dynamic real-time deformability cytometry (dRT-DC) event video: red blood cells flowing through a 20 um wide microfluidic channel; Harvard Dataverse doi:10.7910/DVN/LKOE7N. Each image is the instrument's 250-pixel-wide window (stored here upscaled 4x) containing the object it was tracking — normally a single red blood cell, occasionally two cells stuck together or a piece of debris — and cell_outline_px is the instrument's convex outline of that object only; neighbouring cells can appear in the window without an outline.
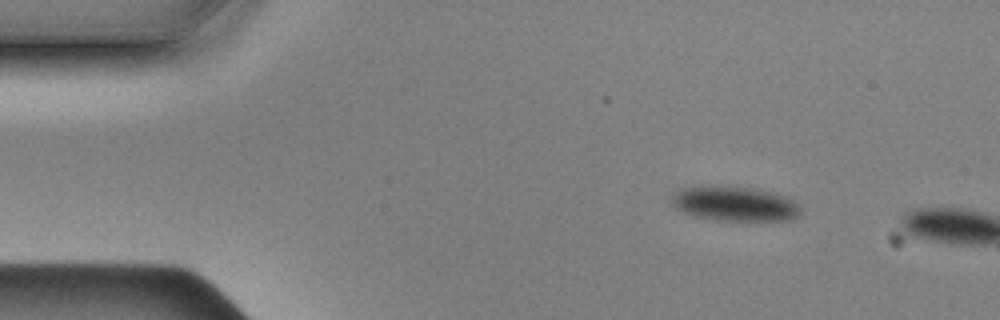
{"species": "Egyptian fruit bat (a non-hibernating species)", "species_latin": "Rousettus aegyptiacus", "temperature_condition": "cold", "stored_images_in_passage": 10, "camera_frame_rate_fps": 3000, "um_per_image_px": 0.085, "animal": {"sex": "male"}, "frame": {"image": 1, "passage_image": 3, "time_ms": 0.667, "image_size_px": [1000, 320], "cell_outline_px": [[800, 212], [796, 216], [788, 220], [724, 220], [696, 216], [684, 212], [676, 208], [672, 204], [672, 196], [680, 188], [700, 184], [728, 184], [756, 188], [776, 192], [788, 196], [800, 208]], "centroid_in_image_um": [62.42, 17.25], "position_along_channel_um": 22.6, "area_um2": 26.65}}